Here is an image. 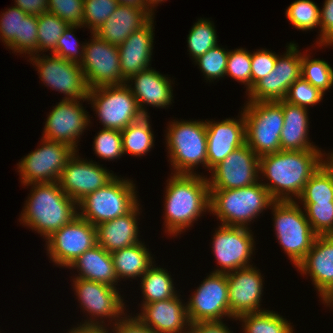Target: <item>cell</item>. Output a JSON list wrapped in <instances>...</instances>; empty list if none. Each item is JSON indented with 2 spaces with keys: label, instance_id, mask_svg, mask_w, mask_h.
<instances>
[{
  "label": "cell",
  "instance_id": "cell-1",
  "mask_svg": "<svg viewBox=\"0 0 333 333\" xmlns=\"http://www.w3.org/2000/svg\"><path fill=\"white\" fill-rule=\"evenodd\" d=\"M325 154L321 150H281L261 156L260 176L263 174L261 178L270 183L262 184L275 201H296L310 177L323 165Z\"/></svg>",
  "mask_w": 333,
  "mask_h": 333
},
{
  "label": "cell",
  "instance_id": "cell-2",
  "mask_svg": "<svg viewBox=\"0 0 333 333\" xmlns=\"http://www.w3.org/2000/svg\"><path fill=\"white\" fill-rule=\"evenodd\" d=\"M173 174V176H172ZM164 225L165 232L177 236L204 212L210 210V191L208 178L199 174L171 173L167 180Z\"/></svg>",
  "mask_w": 333,
  "mask_h": 333
},
{
  "label": "cell",
  "instance_id": "cell-3",
  "mask_svg": "<svg viewBox=\"0 0 333 333\" xmlns=\"http://www.w3.org/2000/svg\"><path fill=\"white\" fill-rule=\"evenodd\" d=\"M20 221L47 239L78 215V204L61 189L59 182L33 183Z\"/></svg>",
  "mask_w": 333,
  "mask_h": 333
},
{
  "label": "cell",
  "instance_id": "cell-4",
  "mask_svg": "<svg viewBox=\"0 0 333 333\" xmlns=\"http://www.w3.org/2000/svg\"><path fill=\"white\" fill-rule=\"evenodd\" d=\"M210 210L227 226L247 227L275 200L262 182L238 189H209ZM257 216V217H256Z\"/></svg>",
  "mask_w": 333,
  "mask_h": 333
},
{
  "label": "cell",
  "instance_id": "cell-5",
  "mask_svg": "<svg viewBox=\"0 0 333 333\" xmlns=\"http://www.w3.org/2000/svg\"><path fill=\"white\" fill-rule=\"evenodd\" d=\"M166 131V147L174 174H196L194 167L207 168L205 121L173 120Z\"/></svg>",
  "mask_w": 333,
  "mask_h": 333
},
{
  "label": "cell",
  "instance_id": "cell-6",
  "mask_svg": "<svg viewBox=\"0 0 333 333\" xmlns=\"http://www.w3.org/2000/svg\"><path fill=\"white\" fill-rule=\"evenodd\" d=\"M297 201H275L269 209L279 245L295 267L306 257L318 236Z\"/></svg>",
  "mask_w": 333,
  "mask_h": 333
},
{
  "label": "cell",
  "instance_id": "cell-7",
  "mask_svg": "<svg viewBox=\"0 0 333 333\" xmlns=\"http://www.w3.org/2000/svg\"><path fill=\"white\" fill-rule=\"evenodd\" d=\"M246 144L258 157L281 151L280 136L284 125L282 100L276 102H246Z\"/></svg>",
  "mask_w": 333,
  "mask_h": 333
},
{
  "label": "cell",
  "instance_id": "cell-8",
  "mask_svg": "<svg viewBox=\"0 0 333 333\" xmlns=\"http://www.w3.org/2000/svg\"><path fill=\"white\" fill-rule=\"evenodd\" d=\"M135 188L131 179L116 176L106 186L81 200L78 203V214L94 226L123 216L139 202Z\"/></svg>",
  "mask_w": 333,
  "mask_h": 333
},
{
  "label": "cell",
  "instance_id": "cell-9",
  "mask_svg": "<svg viewBox=\"0 0 333 333\" xmlns=\"http://www.w3.org/2000/svg\"><path fill=\"white\" fill-rule=\"evenodd\" d=\"M91 103L104 129L124 130L144 114L128 85H106L89 89Z\"/></svg>",
  "mask_w": 333,
  "mask_h": 333
},
{
  "label": "cell",
  "instance_id": "cell-10",
  "mask_svg": "<svg viewBox=\"0 0 333 333\" xmlns=\"http://www.w3.org/2000/svg\"><path fill=\"white\" fill-rule=\"evenodd\" d=\"M72 286L79 305L84 312L91 315L89 319L84 320L83 324L80 323L81 326H104L106 323L103 317L108 318L110 324L115 321L112 323L114 324L126 314L125 302L123 303V297L116 287L81 278H74Z\"/></svg>",
  "mask_w": 333,
  "mask_h": 333
},
{
  "label": "cell",
  "instance_id": "cell-11",
  "mask_svg": "<svg viewBox=\"0 0 333 333\" xmlns=\"http://www.w3.org/2000/svg\"><path fill=\"white\" fill-rule=\"evenodd\" d=\"M75 152L69 145L42 138L39 148L17 163L21 183L25 186L59 182L67 161Z\"/></svg>",
  "mask_w": 333,
  "mask_h": 333
},
{
  "label": "cell",
  "instance_id": "cell-12",
  "mask_svg": "<svg viewBox=\"0 0 333 333\" xmlns=\"http://www.w3.org/2000/svg\"><path fill=\"white\" fill-rule=\"evenodd\" d=\"M30 55L44 85L64 94L63 100L87 99L89 88L80 64L54 54Z\"/></svg>",
  "mask_w": 333,
  "mask_h": 333
},
{
  "label": "cell",
  "instance_id": "cell-13",
  "mask_svg": "<svg viewBox=\"0 0 333 333\" xmlns=\"http://www.w3.org/2000/svg\"><path fill=\"white\" fill-rule=\"evenodd\" d=\"M186 302L190 323L236 319L230 312L226 273L211 272Z\"/></svg>",
  "mask_w": 333,
  "mask_h": 333
},
{
  "label": "cell",
  "instance_id": "cell-14",
  "mask_svg": "<svg viewBox=\"0 0 333 333\" xmlns=\"http://www.w3.org/2000/svg\"><path fill=\"white\" fill-rule=\"evenodd\" d=\"M84 44V58L80 63L88 88L126 83L122 76L118 46L91 33Z\"/></svg>",
  "mask_w": 333,
  "mask_h": 333
},
{
  "label": "cell",
  "instance_id": "cell-15",
  "mask_svg": "<svg viewBox=\"0 0 333 333\" xmlns=\"http://www.w3.org/2000/svg\"><path fill=\"white\" fill-rule=\"evenodd\" d=\"M45 240L50 260L60 267H68L77 257L97 244L96 226L78 214Z\"/></svg>",
  "mask_w": 333,
  "mask_h": 333
},
{
  "label": "cell",
  "instance_id": "cell-16",
  "mask_svg": "<svg viewBox=\"0 0 333 333\" xmlns=\"http://www.w3.org/2000/svg\"><path fill=\"white\" fill-rule=\"evenodd\" d=\"M286 53L277 56L274 69L259 80L247 93V102H276L284 100L289 87L301 77L302 55L293 42Z\"/></svg>",
  "mask_w": 333,
  "mask_h": 333
},
{
  "label": "cell",
  "instance_id": "cell-17",
  "mask_svg": "<svg viewBox=\"0 0 333 333\" xmlns=\"http://www.w3.org/2000/svg\"><path fill=\"white\" fill-rule=\"evenodd\" d=\"M250 227L222 225L215 230L212 251L220 268L214 273H229L251 266L250 258L255 251V241Z\"/></svg>",
  "mask_w": 333,
  "mask_h": 333
},
{
  "label": "cell",
  "instance_id": "cell-18",
  "mask_svg": "<svg viewBox=\"0 0 333 333\" xmlns=\"http://www.w3.org/2000/svg\"><path fill=\"white\" fill-rule=\"evenodd\" d=\"M208 178L209 189H238L257 183L259 157L245 143L216 165Z\"/></svg>",
  "mask_w": 333,
  "mask_h": 333
},
{
  "label": "cell",
  "instance_id": "cell-19",
  "mask_svg": "<svg viewBox=\"0 0 333 333\" xmlns=\"http://www.w3.org/2000/svg\"><path fill=\"white\" fill-rule=\"evenodd\" d=\"M82 100L87 99H62L53 106L47 116L42 138L64 143L78 152V138L91 124L90 116L80 102Z\"/></svg>",
  "mask_w": 333,
  "mask_h": 333
},
{
  "label": "cell",
  "instance_id": "cell-20",
  "mask_svg": "<svg viewBox=\"0 0 333 333\" xmlns=\"http://www.w3.org/2000/svg\"><path fill=\"white\" fill-rule=\"evenodd\" d=\"M116 176L97 162L83 160L76 151L67 161L59 184L65 194L78 204L88 194L103 188Z\"/></svg>",
  "mask_w": 333,
  "mask_h": 333
},
{
  "label": "cell",
  "instance_id": "cell-21",
  "mask_svg": "<svg viewBox=\"0 0 333 333\" xmlns=\"http://www.w3.org/2000/svg\"><path fill=\"white\" fill-rule=\"evenodd\" d=\"M253 264L226 273L231 314L237 318L245 313L262 312L260 308L264 278Z\"/></svg>",
  "mask_w": 333,
  "mask_h": 333
},
{
  "label": "cell",
  "instance_id": "cell-22",
  "mask_svg": "<svg viewBox=\"0 0 333 333\" xmlns=\"http://www.w3.org/2000/svg\"><path fill=\"white\" fill-rule=\"evenodd\" d=\"M296 268L302 275L310 276L324 304L333 295V235L317 236Z\"/></svg>",
  "mask_w": 333,
  "mask_h": 333
},
{
  "label": "cell",
  "instance_id": "cell-23",
  "mask_svg": "<svg viewBox=\"0 0 333 333\" xmlns=\"http://www.w3.org/2000/svg\"><path fill=\"white\" fill-rule=\"evenodd\" d=\"M226 118L221 122L205 120L207 133V169L209 172L236 148L246 143L245 119Z\"/></svg>",
  "mask_w": 333,
  "mask_h": 333
},
{
  "label": "cell",
  "instance_id": "cell-24",
  "mask_svg": "<svg viewBox=\"0 0 333 333\" xmlns=\"http://www.w3.org/2000/svg\"><path fill=\"white\" fill-rule=\"evenodd\" d=\"M180 295L148 304H141V312L136 314L155 333H190L186 303ZM187 330V331H186Z\"/></svg>",
  "mask_w": 333,
  "mask_h": 333
},
{
  "label": "cell",
  "instance_id": "cell-25",
  "mask_svg": "<svg viewBox=\"0 0 333 333\" xmlns=\"http://www.w3.org/2000/svg\"><path fill=\"white\" fill-rule=\"evenodd\" d=\"M133 81L134 86L132 87ZM171 82L168 76L162 75L152 67L134 74L126 80L129 89L137 100L140 111L144 115H148L145 105L166 108V106L169 107L172 104L173 89Z\"/></svg>",
  "mask_w": 333,
  "mask_h": 333
},
{
  "label": "cell",
  "instance_id": "cell-26",
  "mask_svg": "<svg viewBox=\"0 0 333 333\" xmlns=\"http://www.w3.org/2000/svg\"><path fill=\"white\" fill-rule=\"evenodd\" d=\"M153 20L154 17L118 46L122 76L126 80L150 68L155 27Z\"/></svg>",
  "mask_w": 333,
  "mask_h": 333
},
{
  "label": "cell",
  "instance_id": "cell-27",
  "mask_svg": "<svg viewBox=\"0 0 333 333\" xmlns=\"http://www.w3.org/2000/svg\"><path fill=\"white\" fill-rule=\"evenodd\" d=\"M153 17L147 8L119 4L94 33L108 43L119 46Z\"/></svg>",
  "mask_w": 333,
  "mask_h": 333
},
{
  "label": "cell",
  "instance_id": "cell-28",
  "mask_svg": "<svg viewBox=\"0 0 333 333\" xmlns=\"http://www.w3.org/2000/svg\"><path fill=\"white\" fill-rule=\"evenodd\" d=\"M138 203L129 213L96 226L97 244L107 252L130 247L141 242L139 240L138 215L141 207Z\"/></svg>",
  "mask_w": 333,
  "mask_h": 333
},
{
  "label": "cell",
  "instance_id": "cell-29",
  "mask_svg": "<svg viewBox=\"0 0 333 333\" xmlns=\"http://www.w3.org/2000/svg\"><path fill=\"white\" fill-rule=\"evenodd\" d=\"M284 125L281 131V150H319L308 138V109L282 100Z\"/></svg>",
  "mask_w": 333,
  "mask_h": 333
},
{
  "label": "cell",
  "instance_id": "cell-30",
  "mask_svg": "<svg viewBox=\"0 0 333 333\" xmlns=\"http://www.w3.org/2000/svg\"><path fill=\"white\" fill-rule=\"evenodd\" d=\"M67 268L79 270V276L75 275V278L100 282L112 287H116L115 285H118L119 282L115 273L111 253L107 252L99 244L86 250Z\"/></svg>",
  "mask_w": 333,
  "mask_h": 333
},
{
  "label": "cell",
  "instance_id": "cell-31",
  "mask_svg": "<svg viewBox=\"0 0 333 333\" xmlns=\"http://www.w3.org/2000/svg\"><path fill=\"white\" fill-rule=\"evenodd\" d=\"M117 279L141 277L154 263L153 256L144 243L111 252Z\"/></svg>",
  "mask_w": 333,
  "mask_h": 333
},
{
  "label": "cell",
  "instance_id": "cell-32",
  "mask_svg": "<svg viewBox=\"0 0 333 333\" xmlns=\"http://www.w3.org/2000/svg\"><path fill=\"white\" fill-rule=\"evenodd\" d=\"M143 302L148 304L177 296L171 274L165 268L153 264L140 278Z\"/></svg>",
  "mask_w": 333,
  "mask_h": 333
},
{
  "label": "cell",
  "instance_id": "cell-33",
  "mask_svg": "<svg viewBox=\"0 0 333 333\" xmlns=\"http://www.w3.org/2000/svg\"><path fill=\"white\" fill-rule=\"evenodd\" d=\"M149 118V115H144L121 131L124 155L141 157L150 152L155 141Z\"/></svg>",
  "mask_w": 333,
  "mask_h": 333
},
{
  "label": "cell",
  "instance_id": "cell-34",
  "mask_svg": "<svg viewBox=\"0 0 333 333\" xmlns=\"http://www.w3.org/2000/svg\"><path fill=\"white\" fill-rule=\"evenodd\" d=\"M235 320L242 323L244 333H293V326L273 310L245 313Z\"/></svg>",
  "mask_w": 333,
  "mask_h": 333
},
{
  "label": "cell",
  "instance_id": "cell-35",
  "mask_svg": "<svg viewBox=\"0 0 333 333\" xmlns=\"http://www.w3.org/2000/svg\"><path fill=\"white\" fill-rule=\"evenodd\" d=\"M301 203L333 202V175L322 165L307 181L297 200Z\"/></svg>",
  "mask_w": 333,
  "mask_h": 333
},
{
  "label": "cell",
  "instance_id": "cell-36",
  "mask_svg": "<svg viewBox=\"0 0 333 333\" xmlns=\"http://www.w3.org/2000/svg\"><path fill=\"white\" fill-rule=\"evenodd\" d=\"M214 23L209 19H198L187 37L188 51L193 60L218 45Z\"/></svg>",
  "mask_w": 333,
  "mask_h": 333
},
{
  "label": "cell",
  "instance_id": "cell-37",
  "mask_svg": "<svg viewBox=\"0 0 333 333\" xmlns=\"http://www.w3.org/2000/svg\"><path fill=\"white\" fill-rule=\"evenodd\" d=\"M68 26V23L48 11L38 16L37 54L41 51L47 52L49 49L51 54H54L57 41Z\"/></svg>",
  "mask_w": 333,
  "mask_h": 333
},
{
  "label": "cell",
  "instance_id": "cell-38",
  "mask_svg": "<svg viewBox=\"0 0 333 333\" xmlns=\"http://www.w3.org/2000/svg\"><path fill=\"white\" fill-rule=\"evenodd\" d=\"M290 23L298 30L320 28V8L311 0H296L285 12Z\"/></svg>",
  "mask_w": 333,
  "mask_h": 333
},
{
  "label": "cell",
  "instance_id": "cell-39",
  "mask_svg": "<svg viewBox=\"0 0 333 333\" xmlns=\"http://www.w3.org/2000/svg\"><path fill=\"white\" fill-rule=\"evenodd\" d=\"M301 77L324 93L333 86V68L325 60L311 59L308 54L302 55Z\"/></svg>",
  "mask_w": 333,
  "mask_h": 333
},
{
  "label": "cell",
  "instance_id": "cell-40",
  "mask_svg": "<svg viewBox=\"0 0 333 333\" xmlns=\"http://www.w3.org/2000/svg\"><path fill=\"white\" fill-rule=\"evenodd\" d=\"M28 14L18 7L12 6L5 12H1L0 17V39L14 53L20 54V28L21 21Z\"/></svg>",
  "mask_w": 333,
  "mask_h": 333
},
{
  "label": "cell",
  "instance_id": "cell-41",
  "mask_svg": "<svg viewBox=\"0 0 333 333\" xmlns=\"http://www.w3.org/2000/svg\"><path fill=\"white\" fill-rule=\"evenodd\" d=\"M228 49L221 48L219 45L208 50L199 56L194 62L198 65L209 82L226 76V66L228 61Z\"/></svg>",
  "mask_w": 333,
  "mask_h": 333
},
{
  "label": "cell",
  "instance_id": "cell-42",
  "mask_svg": "<svg viewBox=\"0 0 333 333\" xmlns=\"http://www.w3.org/2000/svg\"><path fill=\"white\" fill-rule=\"evenodd\" d=\"M314 232L333 235V202L301 203Z\"/></svg>",
  "mask_w": 333,
  "mask_h": 333
},
{
  "label": "cell",
  "instance_id": "cell-43",
  "mask_svg": "<svg viewBox=\"0 0 333 333\" xmlns=\"http://www.w3.org/2000/svg\"><path fill=\"white\" fill-rule=\"evenodd\" d=\"M122 134L116 129L100 130L93 142L94 153L104 160L120 159L123 156Z\"/></svg>",
  "mask_w": 333,
  "mask_h": 333
},
{
  "label": "cell",
  "instance_id": "cell-44",
  "mask_svg": "<svg viewBox=\"0 0 333 333\" xmlns=\"http://www.w3.org/2000/svg\"><path fill=\"white\" fill-rule=\"evenodd\" d=\"M226 76L241 82L246 86V92L251 89V52L246 48L230 50L226 66Z\"/></svg>",
  "mask_w": 333,
  "mask_h": 333
},
{
  "label": "cell",
  "instance_id": "cell-45",
  "mask_svg": "<svg viewBox=\"0 0 333 333\" xmlns=\"http://www.w3.org/2000/svg\"><path fill=\"white\" fill-rule=\"evenodd\" d=\"M119 3L116 0H84L83 27L94 33L115 11Z\"/></svg>",
  "mask_w": 333,
  "mask_h": 333
},
{
  "label": "cell",
  "instance_id": "cell-46",
  "mask_svg": "<svg viewBox=\"0 0 333 333\" xmlns=\"http://www.w3.org/2000/svg\"><path fill=\"white\" fill-rule=\"evenodd\" d=\"M319 88L300 77L288 89L285 101L304 108L318 104L324 96Z\"/></svg>",
  "mask_w": 333,
  "mask_h": 333
},
{
  "label": "cell",
  "instance_id": "cell-47",
  "mask_svg": "<svg viewBox=\"0 0 333 333\" xmlns=\"http://www.w3.org/2000/svg\"><path fill=\"white\" fill-rule=\"evenodd\" d=\"M82 27L81 25H69L57 41L54 55L64 58L67 61L80 64L84 58L85 43L79 44L73 32L74 29Z\"/></svg>",
  "mask_w": 333,
  "mask_h": 333
},
{
  "label": "cell",
  "instance_id": "cell-48",
  "mask_svg": "<svg viewBox=\"0 0 333 333\" xmlns=\"http://www.w3.org/2000/svg\"><path fill=\"white\" fill-rule=\"evenodd\" d=\"M84 0H48L47 11L69 25L83 26Z\"/></svg>",
  "mask_w": 333,
  "mask_h": 333
},
{
  "label": "cell",
  "instance_id": "cell-49",
  "mask_svg": "<svg viewBox=\"0 0 333 333\" xmlns=\"http://www.w3.org/2000/svg\"><path fill=\"white\" fill-rule=\"evenodd\" d=\"M277 56L263 48L251 53V88L274 69Z\"/></svg>",
  "mask_w": 333,
  "mask_h": 333
},
{
  "label": "cell",
  "instance_id": "cell-50",
  "mask_svg": "<svg viewBox=\"0 0 333 333\" xmlns=\"http://www.w3.org/2000/svg\"><path fill=\"white\" fill-rule=\"evenodd\" d=\"M38 46V16L27 15L21 21L20 28V54H37Z\"/></svg>",
  "mask_w": 333,
  "mask_h": 333
},
{
  "label": "cell",
  "instance_id": "cell-51",
  "mask_svg": "<svg viewBox=\"0 0 333 333\" xmlns=\"http://www.w3.org/2000/svg\"><path fill=\"white\" fill-rule=\"evenodd\" d=\"M317 45H333V0H325L320 9V30Z\"/></svg>",
  "mask_w": 333,
  "mask_h": 333
},
{
  "label": "cell",
  "instance_id": "cell-52",
  "mask_svg": "<svg viewBox=\"0 0 333 333\" xmlns=\"http://www.w3.org/2000/svg\"><path fill=\"white\" fill-rule=\"evenodd\" d=\"M110 333H155L146 326L138 317L130 315L122 317L113 325Z\"/></svg>",
  "mask_w": 333,
  "mask_h": 333
},
{
  "label": "cell",
  "instance_id": "cell-53",
  "mask_svg": "<svg viewBox=\"0 0 333 333\" xmlns=\"http://www.w3.org/2000/svg\"><path fill=\"white\" fill-rule=\"evenodd\" d=\"M190 333H233L222 321H200L192 323Z\"/></svg>",
  "mask_w": 333,
  "mask_h": 333
},
{
  "label": "cell",
  "instance_id": "cell-54",
  "mask_svg": "<svg viewBox=\"0 0 333 333\" xmlns=\"http://www.w3.org/2000/svg\"><path fill=\"white\" fill-rule=\"evenodd\" d=\"M18 7L28 15L40 16L48 9V0H14Z\"/></svg>",
  "mask_w": 333,
  "mask_h": 333
},
{
  "label": "cell",
  "instance_id": "cell-55",
  "mask_svg": "<svg viewBox=\"0 0 333 333\" xmlns=\"http://www.w3.org/2000/svg\"><path fill=\"white\" fill-rule=\"evenodd\" d=\"M106 326H81L71 328L68 333H110Z\"/></svg>",
  "mask_w": 333,
  "mask_h": 333
},
{
  "label": "cell",
  "instance_id": "cell-56",
  "mask_svg": "<svg viewBox=\"0 0 333 333\" xmlns=\"http://www.w3.org/2000/svg\"><path fill=\"white\" fill-rule=\"evenodd\" d=\"M143 1H144V8H147L154 15V7H157L156 5L166 0H143Z\"/></svg>",
  "mask_w": 333,
  "mask_h": 333
},
{
  "label": "cell",
  "instance_id": "cell-57",
  "mask_svg": "<svg viewBox=\"0 0 333 333\" xmlns=\"http://www.w3.org/2000/svg\"><path fill=\"white\" fill-rule=\"evenodd\" d=\"M119 4L122 5H132L136 7H144L143 0H116Z\"/></svg>",
  "mask_w": 333,
  "mask_h": 333
},
{
  "label": "cell",
  "instance_id": "cell-58",
  "mask_svg": "<svg viewBox=\"0 0 333 333\" xmlns=\"http://www.w3.org/2000/svg\"><path fill=\"white\" fill-rule=\"evenodd\" d=\"M327 158L324 160L323 165L332 173L333 175V152L326 154Z\"/></svg>",
  "mask_w": 333,
  "mask_h": 333
},
{
  "label": "cell",
  "instance_id": "cell-59",
  "mask_svg": "<svg viewBox=\"0 0 333 333\" xmlns=\"http://www.w3.org/2000/svg\"><path fill=\"white\" fill-rule=\"evenodd\" d=\"M324 304H326V306L333 307V295Z\"/></svg>",
  "mask_w": 333,
  "mask_h": 333
}]
</instances>
